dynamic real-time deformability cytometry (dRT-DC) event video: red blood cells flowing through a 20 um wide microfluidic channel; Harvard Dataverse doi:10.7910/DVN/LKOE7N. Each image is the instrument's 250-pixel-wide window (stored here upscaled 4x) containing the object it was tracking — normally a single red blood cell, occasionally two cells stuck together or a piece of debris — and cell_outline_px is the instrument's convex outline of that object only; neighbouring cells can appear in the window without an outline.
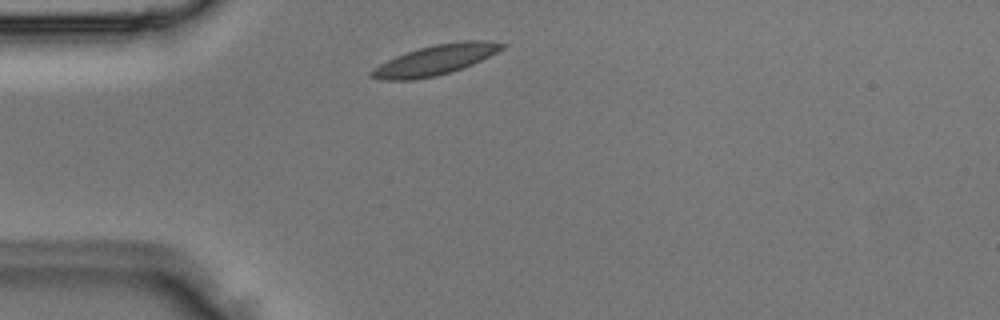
{"species": "Egyptian fruit bat (a non-hibernating species)", "species_latin": "Rousettus aegyptiacus", "temperature_condition": "room temperature", "stored_images_in_passage": 1, "camera_frame_rate_fps": 3000, "um_per_image_px": 0.085, "animal": {"sex": "male"}, "frame": {"image": 1, "passage_image": 1, "time_ms": 0.0, "image_size_px": [1000, 320], "cell_outline_px": [[508, 44], [504, 48], [464, 68], [436, 76], [412, 80], [380, 80], [368, 76], [368, 72], [372, 68], [396, 56], [432, 44], [464, 40], [488, 40]], "centroid_in_image_um": [36.98, 5.1], "position_along_channel_um": 48.0, "area_um2": 22.95}}